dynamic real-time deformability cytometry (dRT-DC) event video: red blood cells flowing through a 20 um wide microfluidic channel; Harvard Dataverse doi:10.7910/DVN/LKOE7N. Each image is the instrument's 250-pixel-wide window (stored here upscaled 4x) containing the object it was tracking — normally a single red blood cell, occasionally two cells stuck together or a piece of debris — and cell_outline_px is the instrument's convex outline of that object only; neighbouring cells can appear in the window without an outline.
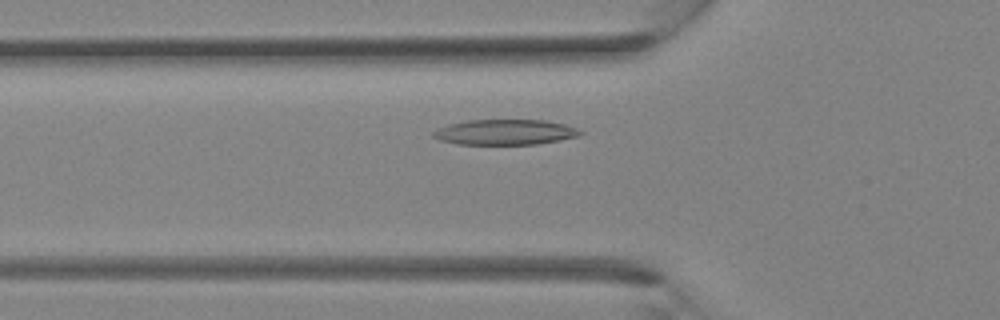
{"species": "Egyptian fruit bat (a non-hibernating species)", "species_latin": "Rousettus aegyptiacus", "temperature_condition": "room temperature", "stored_images_in_passage": 32, "camera_frame_rate_fps": 3000, "um_per_image_px": 0.085, "animal": {"sex": "female"}, "frame": {"image": 1, "passage_image": 8, "time_ms": 2.333, "image_size_px": [1000, 320], "cell_outline_px": [[584, 132], [580, 136], [560, 140], [536, 144], [460, 144], [440, 140], [432, 136], [432, 132], [448, 124], [468, 120], [544, 120], [564, 124], [576, 128]], "centroid_in_image_um": [42.95, 11.23], "position_along_channel_um": 82.8, "area_um2": 21.62}}
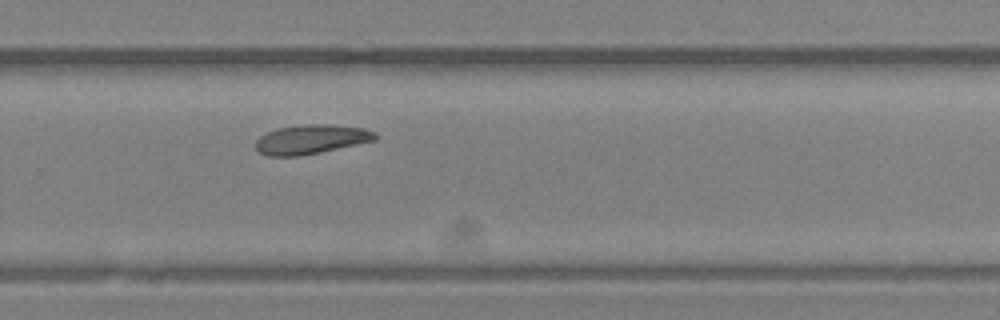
{"frame": {"image": 2, "passage_image": 20, "time_ms": 6.333, "image_size_px": [1000, 320], "cell_outline_px": [[376, 140], [320, 152], [300, 156], [268, 156], [260, 152], [256, 148], [256, 140], [260, 136], [276, 128], [308, 124], [332, 124], [364, 128], [376, 132]], "centroid_in_image_um": [26.45, 11.83], "position_along_channel_um": 303.3, "area_um2": 20.35}}
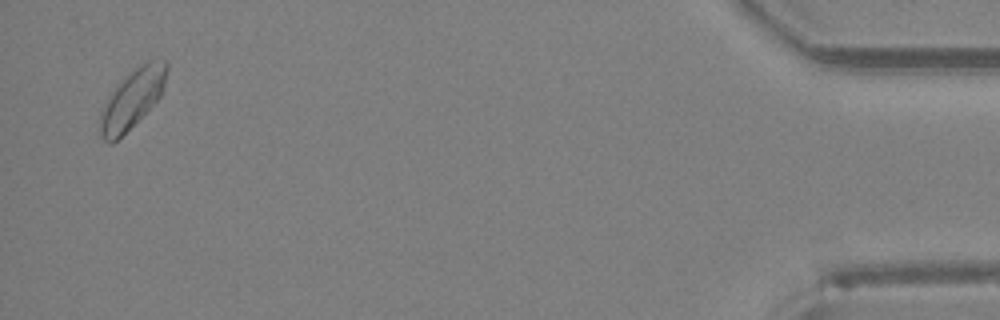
{"frame": {"image": 3, "passage_image": 31, "time_ms": 10.0, "image_size_px": [1000, 320], "cell_outline_px": [[168, 68], [164, 84], [160, 96], [112, 144], [108, 144], [100, 136], [100, 112], [104, 104], [116, 84], [120, 80], [144, 60], [168, 60]], "centroid_in_image_um": [11.22, 8.34], "position_along_channel_um": 424.0, "area_um2": 22.48}}